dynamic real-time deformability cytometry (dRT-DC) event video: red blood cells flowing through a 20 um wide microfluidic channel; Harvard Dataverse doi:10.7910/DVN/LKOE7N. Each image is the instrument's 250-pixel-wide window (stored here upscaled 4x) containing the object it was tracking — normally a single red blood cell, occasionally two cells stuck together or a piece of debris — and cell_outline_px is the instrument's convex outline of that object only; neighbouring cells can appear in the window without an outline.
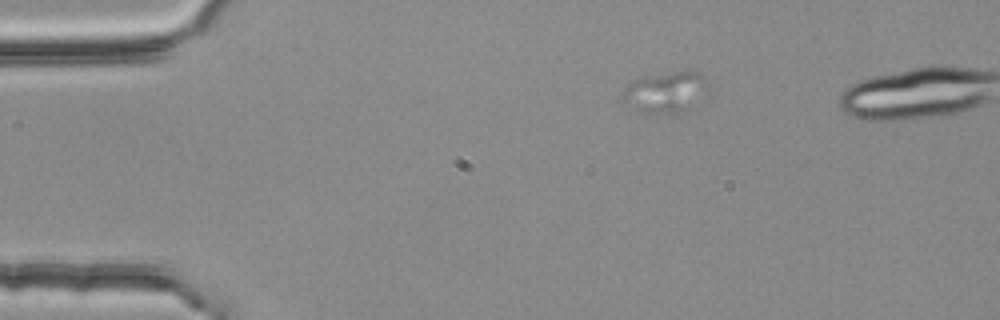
{"species": "common noctule bat (a hibernating species)", "species_latin": "Nyctalus noctula", "temperature_condition": "room temperature", "stored_images_in_passage": 4, "camera_frame_rate_fps": 3000, "um_per_image_px": 0.085, "animal": {"sex": "female", "body_mass_g": 25.1}, "frame": {"image": 1, "passage_image": 2, "time_ms": 0.333, "image_size_px": [1000, 320], "cell_outline_px": [[708, 80], [676, 112], [640, 112], [632, 108], [620, 100], [624, 88], [632, 80], [640, 76], [672, 72], [700, 72]], "centroid_in_image_um": [56.28, 7.76], "position_along_channel_um": 28.7, "area_um2": 18.55}}